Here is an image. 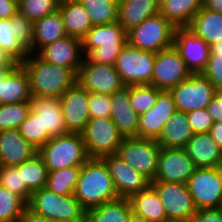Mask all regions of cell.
Returning a JSON list of instances; mask_svg holds the SVG:
<instances>
[{"label":"cell","mask_w":222,"mask_h":222,"mask_svg":"<svg viewBox=\"0 0 222 222\" xmlns=\"http://www.w3.org/2000/svg\"><path fill=\"white\" fill-rule=\"evenodd\" d=\"M28 203L0 185V222H19Z\"/></svg>","instance_id":"cell-37"},{"label":"cell","mask_w":222,"mask_h":222,"mask_svg":"<svg viewBox=\"0 0 222 222\" xmlns=\"http://www.w3.org/2000/svg\"><path fill=\"white\" fill-rule=\"evenodd\" d=\"M192 222H222V207L197 210Z\"/></svg>","instance_id":"cell-48"},{"label":"cell","mask_w":222,"mask_h":222,"mask_svg":"<svg viewBox=\"0 0 222 222\" xmlns=\"http://www.w3.org/2000/svg\"><path fill=\"white\" fill-rule=\"evenodd\" d=\"M189 125L193 133H209L215 123L207 109H198L186 113Z\"/></svg>","instance_id":"cell-47"},{"label":"cell","mask_w":222,"mask_h":222,"mask_svg":"<svg viewBox=\"0 0 222 222\" xmlns=\"http://www.w3.org/2000/svg\"><path fill=\"white\" fill-rule=\"evenodd\" d=\"M128 222H149V221L145 219L144 217L137 216L136 214L131 213Z\"/></svg>","instance_id":"cell-55"},{"label":"cell","mask_w":222,"mask_h":222,"mask_svg":"<svg viewBox=\"0 0 222 222\" xmlns=\"http://www.w3.org/2000/svg\"><path fill=\"white\" fill-rule=\"evenodd\" d=\"M195 169L185 148H161L153 182L186 184Z\"/></svg>","instance_id":"cell-16"},{"label":"cell","mask_w":222,"mask_h":222,"mask_svg":"<svg viewBox=\"0 0 222 222\" xmlns=\"http://www.w3.org/2000/svg\"><path fill=\"white\" fill-rule=\"evenodd\" d=\"M37 55L50 64L72 68L77 74L84 59L82 41L68 35L43 47Z\"/></svg>","instance_id":"cell-21"},{"label":"cell","mask_w":222,"mask_h":222,"mask_svg":"<svg viewBox=\"0 0 222 222\" xmlns=\"http://www.w3.org/2000/svg\"><path fill=\"white\" fill-rule=\"evenodd\" d=\"M9 70H4L2 68H0V82H2V79L4 77V75L8 72Z\"/></svg>","instance_id":"cell-56"},{"label":"cell","mask_w":222,"mask_h":222,"mask_svg":"<svg viewBox=\"0 0 222 222\" xmlns=\"http://www.w3.org/2000/svg\"><path fill=\"white\" fill-rule=\"evenodd\" d=\"M177 110L189 113L198 109H206L216 94L212 82L203 74H191L187 79L169 90Z\"/></svg>","instance_id":"cell-11"},{"label":"cell","mask_w":222,"mask_h":222,"mask_svg":"<svg viewBox=\"0 0 222 222\" xmlns=\"http://www.w3.org/2000/svg\"><path fill=\"white\" fill-rule=\"evenodd\" d=\"M160 152L157 140L132 137L123 139L116 155L153 182Z\"/></svg>","instance_id":"cell-9"},{"label":"cell","mask_w":222,"mask_h":222,"mask_svg":"<svg viewBox=\"0 0 222 222\" xmlns=\"http://www.w3.org/2000/svg\"><path fill=\"white\" fill-rule=\"evenodd\" d=\"M162 90L151 85H130L129 98L135 113L140 116L146 113L156 103Z\"/></svg>","instance_id":"cell-39"},{"label":"cell","mask_w":222,"mask_h":222,"mask_svg":"<svg viewBox=\"0 0 222 222\" xmlns=\"http://www.w3.org/2000/svg\"><path fill=\"white\" fill-rule=\"evenodd\" d=\"M209 134L216 144L222 149V121L215 122Z\"/></svg>","instance_id":"cell-52"},{"label":"cell","mask_w":222,"mask_h":222,"mask_svg":"<svg viewBox=\"0 0 222 222\" xmlns=\"http://www.w3.org/2000/svg\"><path fill=\"white\" fill-rule=\"evenodd\" d=\"M48 172L61 170L72 166H82L88 159L82 135L66 133L52 137L39 150Z\"/></svg>","instance_id":"cell-5"},{"label":"cell","mask_w":222,"mask_h":222,"mask_svg":"<svg viewBox=\"0 0 222 222\" xmlns=\"http://www.w3.org/2000/svg\"><path fill=\"white\" fill-rule=\"evenodd\" d=\"M84 57L94 63L114 65L127 44V31L117 22L94 25L81 39Z\"/></svg>","instance_id":"cell-3"},{"label":"cell","mask_w":222,"mask_h":222,"mask_svg":"<svg viewBox=\"0 0 222 222\" xmlns=\"http://www.w3.org/2000/svg\"><path fill=\"white\" fill-rule=\"evenodd\" d=\"M30 111V102L0 104V132L19 130Z\"/></svg>","instance_id":"cell-38"},{"label":"cell","mask_w":222,"mask_h":222,"mask_svg":"<svg viewBox=\"0 0 222 222\" xmlns=\"http://www.w3.org/2000/svg\"><path fill=\"white\" fill-rule=\"evenodd\" d=\"M159 194L167 221L192 222L197 209L187 185L171 182H151Z\"/></svg>","instance_id":"cell-12"},{"label":"cell","mask_w":222,"mask_h":222,"mask_svg":"<svg viewBox=\"0 0 222 222\" xmlns=\"http://www.w3.org/2000/svg\"><path fill=\"white\" fill-rule=\"evenodd\" d=\"M82 166L48 172L46 188L59 195L74 194Z\"/></svg>","instance_id":"cell-36"},{"label":"cell","mask_w":222,"mask_h":222,"mask_svg":"<svg viewBox=\"0 0 222 222\" xmlns=\"http://www.w3.org/2000/svg\"><path fill=\"white\" fill-rule=\"evenodd\" d=\"M204 0H160V15L175 27H186L202 8Z\"/></svg>","instance_id":"cell-32"},{"label":"cell","mask_w":222,"mask_h":222,"mask_svg":"<svg viewBox=\"0 0 222 222\" xmlns=\"http://www.w3.org/2000/svg\"><path fill=\"white\" fill-rule=\"evenodd\" d=\"M18 64L19 62L11 54L0 47V68L4 70H11Z\"/></svg>","instance_id":"cell-51"},{"label":"cell","mask_w":222,"mask_h":222,"mask_svg":"<svg viewBox=\"0 0 222 222\" xmlns=\"http://www.w3.org/2000/svg\"><path fill=\"white\" fill-rule=\"evenodd\" d=\"M175 29L172 23L157 14L127 31V43L156 54L173 46Z\"/></svg>","instance_id":"cell-6"},{"label":"cell","mask_w":222,"mask_h":222,"mask_svg":"<svg viewBox=\"0 0 222 222\" xmlns=\"http://www.w3.org/2000/svg\"><path fill=\"white\" fill-rule=\"evenodd\" d=\"M10 29L20 43L32 54L33 22L17 12L10 18Z\"/></svg>","instance_id":"cell-44"},{"label":"cell","mask_w":222,"mask_h":222,"mask_svg":"<svg viewBox=\"0 0 222 222\" xmlns=\"http://www.w3.org/2000/svg\"><path fill=\"white\" fill-rule=\"evenodd\" d=\"M108 166L115 190L119 197L129 198L134 193L147 189L151 181L134 170L121 158L108 155L102 158Z\"/></svg>","instance_id":"cell-19"},{"label":"cell","mask_w":222,"mask_h":222,"mask_svg":"<svg viewBox=\"0 0 222 222\" xmlns=\"http://www.w3.org/2000/svg\"><path fill=\"white\" fill-rule=\"evenodd\" d=\"M58 11L68 36L81 40L93 26L88 13L78 0H60Z\"/></svg>","instance_id":"cell-29"},{"label":"cell","mask_w":222,"mask_h":222,"mask_svg":"<svg viewBox=\"0 0 222 222\" xmlns=\"http://www.w3.org/2000/svg\"><path fill=\"white\" fill-rule=\"evenodd\" d=\"M202 7L222 13V0H204Z\"/></svg>","instance_id":"cell-54"},{"label":"cell","mask_w":222,"mask_h":222,"mask_svg":"<svg viewBox=\"0 0 222 222\" xmlns=\"http://www.w3.org/2000/svg\"><path fill=\"white\" fill-rule=\"evenodd\" d=\"M60 0H18V13L35 22L58 11Z\"/></svg>","instance_id":"cell-40"},{"label":"cell","mask_w":222,"mask_h":222,"mask_svg":"<svg viewBox=\"0 0 222 222\" xmlns=\"http://www.w3.org/2000/svg\"><path fill=\"white\" fill-rule=\"evenodd\" d=\"M206 109L215 122L222 121V89L216 90V94Z\"/></svg>","instance_id":"cell-49"},{"label":"cell","mask_w":222,"mask_h":222,"mask_svg":"<svg viewBox=\"0 0 222 222\" xmlns=\"http://www.w3.org/2000/svg\"><path fill=\"white\" fill-rule=\"evenodd\" d=\"M155 53L133 47L122 48L114 64L124 85H150Z\"/></svg>","instance_id":"cell-8"},{"label":"cell","mask_w":222,"mask_h":222,"mask_svg":"<svg viewBox=\"0 0 222 222\" xmlns=\"http://www.w3.org/2000/svg\"><path fill=\"white\" fill-rule=\"evenodd\" d=\"M0 185L10 192L16 193L27 203L29 202L32 192L22 183L19 165L15 167L0 166Z\"/></svg>","instance_id":"cell-41"},{"label":"cell","mask_w":222,"mask_h":222,"mask_svg":"<svg viewBox=\"0 0 222 222\" xmlns=\"http://www.w3.org/2000/svg\"><path fill=\"white\" fill-rule=\"evenodd\" d=\"M84 7L92 25H105L118 21L119 0H78Z\"/></svg>","instance_id":"cell-34"},{"label":"cell","mask_w":222,"mask_h":222,"mask_svg":"<svg viewBox=\"0 0 222 222\" xmlns=\"http://www.w3.org/2000/svg\"><path fill=\"white\" fill-rule=\"evenodd\" d=\"M22 137L36 149L42 147V124L40 117L33 111H29L26 120L19 128Z\"/></svg>","instance_id":"cell-45"},{"label":"cell","mask_w":222,"mask_h":222,"mask_svg":"<svg viewBox=\"0 0 222 222\" xmlns=\"http://www.w3.org/2000/svg\"><path fill=\"white\" fill-rule=\"evenodd\" d=\"M22 183L33 193L43 187H46L48 179V169L43 158L36 154L30 160L19 165Z\"/></svg>","instance_id":"cell-35"},{"label":"cell","mask_w":222,"mask_h":222,"mask_svg":"<svg viewBox=\"0 0 222 222\" xmlns=\"http://www.w3.org/2000/svg\"><path fill=\"white\" fill-rule=\"evenodd\" d=\"M29 77L31 96L59 98L77 83V73L72 68L56 66L29 53L20 63Z\"/></svg>","instance_id":"cell-1"},{"label":"cell","mask_w":222,"mask_h":222,"mask_svg":"<svg viewBox=\"0 0 222 222\" xmlns=\"http://www.w3.org/2000/svg\"><path fill=\"white\" fill-rule=\"evenodd\" d=\"M31 97L28 74L19 63L0 82V104L29 102Z\"/></svg>","instance_id":"cell-25"},{"label":"cell","mask_w":222,"mask_h":222,"mask_svg":"<svg viewBox=\"0 0 222 222\" xmlns=\"http://www.w3.org/2000/svg\"><path fill=\"white\" fill-rule=\"evenodd\" d=\"M173 46L181 55L191 74H202L207 66L210 45L191 29L176 27Z\"/></svg>","instance_id":"cell-15"},{"label":"cell","mask_w":222,"mask_h":222,"mask_svg":"<svg viewBox=\"0 0 222 222\" xmlns=\"http://www.w3.org/2000/svg\"><path fill=\"white\" fill-rule=\"evenodd\" d=\"M38 154L32 144L25 140L19 130L0 132V166H18Z\"/></svg>","instance_id":"cell-23"},{"label":"cell","mask_w":222,"mask_h":222,"mask_svg":"<svg viewBox=\"0 0 222 222\" xmlns=\"http://www.w3.org/2000/svg\"><path fill=\"white\" fill-rule=\"evenodd\" d=\"M59 101L67 133L81 134L90 120L88 91L77 82L59 97Z\"/></svg>","instance_id":"cell-17"},{"label":"cell","mask_w":222,"mask_h":222,"mask_svg":"<svg viewBox=\"0 0 222 222\" xmlns=\"http://www.w3.org/2000/svg\"><path fill=\"white\" fill-rule=\"evenodd\" d=\"M89 158L117 154L124 137L111 118H90L81 133Z\"/></svg>","instance_id":"cell-7"},{"label":"cell","mask_w":222,"mask_h":222,"mask_svg":"<svg viewBox=\"0 0 222 222\" xmlns=\"http://www.w3.org/2000/svg\"><path fill=\"white\" fill-rule=\"evenodd\" d=\"M185 149L196 168L222 166V149L209 133H194Z\"/></svg>","instance_id":"cell-24"},{"label":"cell","mask_w":222,"mask_h":222,"mask_svg":"<svg viewBox=\"0 0 222 222\" xmlns=\"http://www.w3.org/2000/svg\"><path fill=\"white\" fill-rule=\"evenodd\" d=\"M128 199L132 213L137 216L144 217L149 222H167L163 202L152 185L134 193Z\"/></svg>","instance_id":"cell-27"},{"label":"cell","mask_w":222,"mask_h":222,"mask_svg":"<svg viewBox=\"0 0 222 222\" xmlns=\"http://www.w3.org/2000/svg\"><path fill=\"white\" fill-rule=\"evenodd\" d=\"M30 110L36 113L42 124V146L52 137L67 133L59 98L52 96H32Z\"/></svg>","instance_id":"cell-20"},{"label":"cell","mask_w":222,"mask_h":222,"mask_svg":"<svg viewBox=\"0 0 222 222\" xmlns=\"http://www.w3.org/2000/svg\"><path fill=\"white\" fill-rule=\"evenodd\" d=\"M208 45L222 39V13L201 8L187 26Z\"/></svg>","instance_id":"cell-31"},{"label":"cell","mask_w":222,"mask_h":222,"mask_svg":"<svg viewBox=\"0 0 222 222\" xmlns=\"http://www.w3.org/2000/svg\"><path fill=\"white\" fill-rule=\"evenodd\" d=\"M19 222H53V221L43 216L37 215L27 208Z\"/></svg>","instance_id":"cell-53"},{"label":"cell","mask_w":222,"mask_h":222,"mask_svg":"<svg viewBox=\"0 0 222 222\" xmlns=\"http://www.w3.org/2000/svg\"><path fill=\"white\" fill-rule=\"evenodd\" d=\"M186 185L197 210L222 207V166L196 168Z\"/></svg>","instance_id":"cell-10"},{"label":"cell","mask_w":222,"mask_h":222,"mask_svg":"<svg viewBox=\"0 0 222 222\" xmlns=\"http://www.w3.org/2000/svg\"><path fill=\"white\" fill-rule=\"evenodd\" d=\"M0 47L11 54L19 63H21L29 51L15 37L10 29V19H0Z\"/></svg>","instance_id":"cell-42"},{"label":"cell","mask_w":222,"mask_h":222,"mask_svg":"<svg viewBox=\"0 0 222 222\" xmlns=\"http://www.w3.org/2000/svg\"><path fill=\"white\" fill-rule=\"evenodd\" d=\"M77 82L88 92L111 95L125 86L114 65L98 64L85 57L80 65Z\"/></svg>","instance_id":"cell-14"},{"label":"cell","mask_w":222,"mask_h":222,"mask_svg":"<svg viewBox=\"0 0 222 222\" xmlns=\"http://www.w3.org/2000/svg\"><path fill=\"white\" fill-rule=\"evenodd\" d=\"M191 75L174 46L155 54L151 86L169 91Z\"/></svg>","instance_id":"cell-13"},{"label":"cell","mask_w":222,"mask_h":222,"mask_svg":"<svg viewBox=\"0 0 222 222\" xmlns=\"http://www.w3.org/2000/svg\"><path fill=\"white\" fill-rule=\"evenodd\" d=\"M65 36L67 34L59 11L36 20L33 22L32 54H37L43 47Z\"/></svg>","instance_id":"cell-28"},{"label":"cell","mask_w":222,"mask_h":222,"mask_svg":"<svg viewBox=\"0 0 222 222\" xmlns=\"http://www.w3.org/2000/svg\"><path fill=\"white\" fill-rule=\"evenodd\" d=\"M90 118H110L111 96L101 93L88 92Z\"/></svg>","instance_id":"cell-46"},{"label":"cell","mask_w":222,"mask_h":222,"mask_svg":"<svg viewBox=\"0 0 222 222\" xmlns=\"http://www.w3.org/2000/svg\"><path fill=\"white\" fill-rule=\"evenodd\" d=\"M27 208L53 222H85L86 218V210L74 194L59 195L46 187L31 193Z\"/></svg>","instance_id":"cell-4"},{"label":"cell","mask_w":222,"mask_h":222,"mask_svg":"<svg viewBox=\"0 0 222 222\" xmlns=\"http://www.w3.org/2000/svg\"><path fill=\"white\" fill-rule=\"evenodd\" d=\"M202 74L212 82L216 90L222 89V39L210 45L208 63Z\"/></svg>","instance_id":"cell-43"},{"label":"cell","mask_w":222,"mask_h":222,"mask_svg":"<svg viewBox=\"0 0 222 222\" xmlns=\"http://www.w3.org/2000/svg\"><path fill=\"white\" fill-rule=\"evenodd\" d=\"M74 196L86 211L119 198L103 159L89 158L82 165Z\"/></svg>","instance_id":"cell-2"},{"label":"cell","mask_w":222,"mask_h":222,"mask_svg":"<svg viewBox=\"0 0 222 222\" xmlns=\"http://www.w3.org/2000/svg\"><path fill=\"white\" fill-rule=\"evenodd\" d=\"M118 23L126 30L160 13V0H119Z\"/></svg>","instance_id":"cell-26"},{"label":"cell","mask_w":222,"mask_h":222,"mask_svg":"<svg viewBox=\"0 0 222 222\" xmlns=\"http://www.w3.org/2000/svg\"><path fill=\"white\" fill-rule=\"evenodd\" d=\"M177 111L172 94L162 90L155 105L139 116L138 138L158 140L163 126Z\"/></svg>","instance_id":"cell-18"},{"label":"cell","mask_w":222,"mask_h":222,"mask_svg":"<svg viewBox=\"0 0 222 222\" xmlns=\"http://www.w3.org/2000/svg\"><path fill=\"white\" fill-rule=\"evenodd\" d=\"M193 134L186 113L177 111L163 126L157 143L161 148H185Z\"/></svg>","instance_id":"cell-30"},{"label":"cell","mask_w":222,"mask_h":222,"mask_svg":"<svg viewBox=\"0 0 222 222\" xmlns=\"http://www.w3.org/2000/svg\"><path fill=\"white\" fill-rule=\"evenodd\" d=\"M111 116L124 138H138L139 116L133 110L129 98V86H123L111 95Z\"/></svg>","instance_id":"cell-22"},{"label":"cell","mask_w":222,"mask_h":222,"mask_svg":"<svg viewBox=\"0 0 222 222\" xmlns=\"http://www.w3.org/2000/svg\"><path fill=\"white\" fill-rule=\"evenodd\" d=\"M18 12L17 1L0 0V19H10Z\"/></svg>","instance_id":"cell-50"},{"label":"cell","mask_w":222,"mask_h":222,"mask_svg":"<svg viewBox=\"0 0 222 222\" xmlns=\"http://www.w3.org/2000/svg\"><path fill=\"white\" fill-rule=\"evenodd\" d=\"M131 213L129 199L119 197L86 211L85 222H128Z\"/></svg>","instance_id":"cell-33"}]
</instances>
